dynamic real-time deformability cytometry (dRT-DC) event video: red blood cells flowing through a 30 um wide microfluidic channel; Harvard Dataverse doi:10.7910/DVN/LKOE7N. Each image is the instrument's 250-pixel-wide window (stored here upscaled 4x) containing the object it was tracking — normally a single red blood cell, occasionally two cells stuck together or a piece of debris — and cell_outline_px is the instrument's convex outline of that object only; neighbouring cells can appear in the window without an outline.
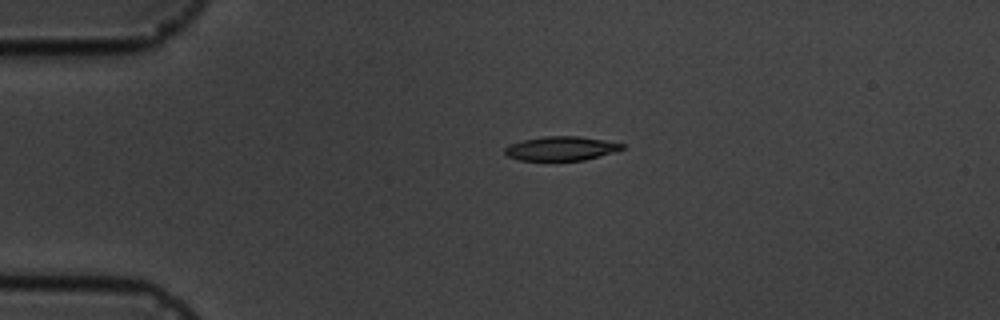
{"species": "common noctule bat (a hibernating species)", "species_latin": "Nyctalus noctula", "temperature_condition": "cold", "stored_images_in_passage": 2, "camera_frame_rate_fps": 3000, "um_per_image_px": 0.085, "animal": {"sex": "male", "body_mass_g": 19.5, "forearm_length_mm": 54.6}, "frame": {"image": 1, "passage_image": 1, "time_ms": 0.0, "image_size_px": [1000, 320], "cell_outline_px": [[624, 148], [616, 152], [584, 160], [520, 160], [508, 156], [504, 152], [504, 148], [508, 144], [520, 140], [544, 136], [580, 136], [604, 140], [624, 144]], "centroid_in_image_um": [47.68, 12.61], "position_along_channel_um": 37.3, "area_um2": 16.59}}
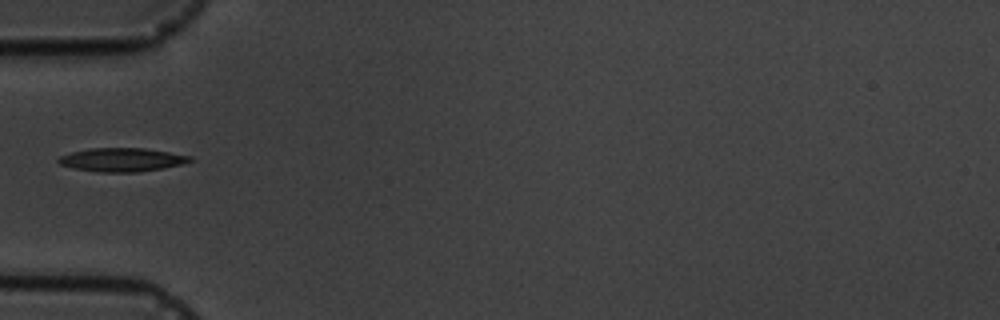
{"frame": {"image": 2, "passage_image": 2, "time_ms": 2.0, "image_size_px": [1000, 320], "cell_outline_px": [[196, 160], [184, 164], [136, 172], [96, 172], [72, 168], [60, 164], [56, 160], [60, 156], [72, 152], [92, 148], [144, 148], [192, 156]], "centroid_in_image_um": [10.38, 13.58], "position_along_channel_um": 74.6, "area_um2": 18.09}}